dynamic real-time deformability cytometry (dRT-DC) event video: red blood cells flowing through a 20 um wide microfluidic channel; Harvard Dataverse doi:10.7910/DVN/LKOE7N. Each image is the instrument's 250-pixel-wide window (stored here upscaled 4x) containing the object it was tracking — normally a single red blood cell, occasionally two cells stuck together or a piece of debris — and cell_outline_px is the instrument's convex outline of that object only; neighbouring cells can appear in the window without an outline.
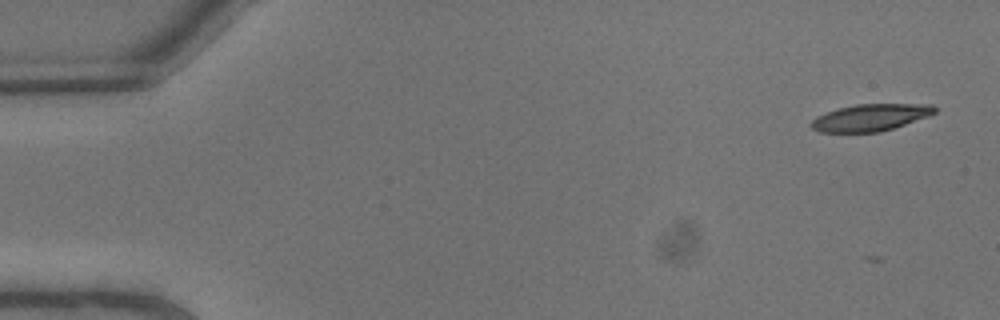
{"species": "common noctule bat (a hibernating species)", "species_latin": "Nyctalus noctula", "temperature_condition": "warm", "stored_images_in_passage": 9, "camera_frame_rate_fps": 3000, "um_per_image_px": 0.085, "animal": {"sex": "male", "body_mass_g": 13.3}, "frame": {"image": 1, "passage_image": 1, "time_ms": 0.0, "image_size_px": [1000, 320], "cell_outline_px": [[936, 112], [928, 116], [880, 132], [820, 132], [812, 128], [808, 124], [816, 116], [840, 108], [856, 104], [932, 104], [936, 108]], "centroid_in_image_um": [73.97, 9.99], "position_along_channel_um": 11.0, "area_um2": 19.19}}
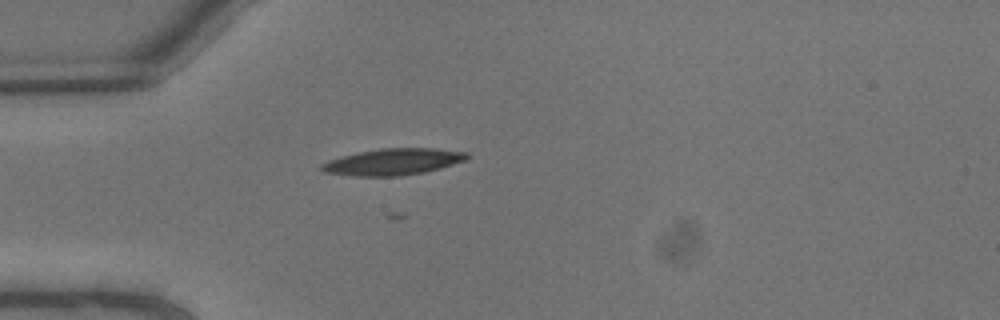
{"frame": {"image": 2, "passage_image": 6, "time_ms": 1.667, "image_size_px": [1000, 320], "cell_outline_px": [[468, 160], [440, 168], [424, 172], [400, 176], [352, 176], [324, 172], [320, 168], [320, 164], [328, 160], [340, 156], [380, 148], [436, 148], [468, 152]], "centroid_in_image_um": [33.41, 13.75], "position_along_channel_um": 51.6, "area_um2": 22.6}}
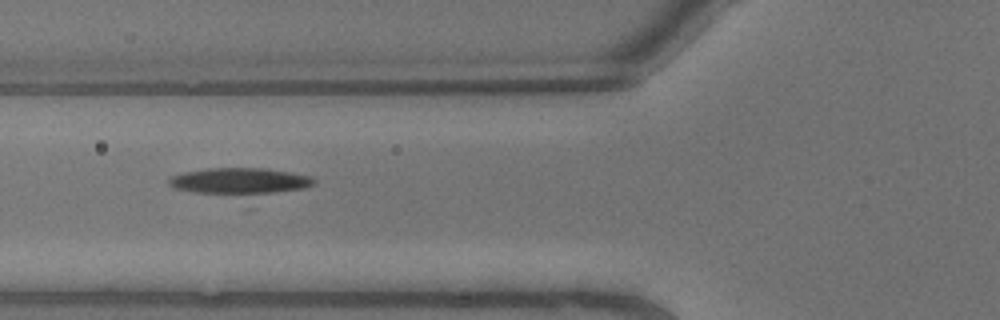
{"frame": {"image": 3, "passage_image": 8, "time_ms": 2.333, "image_size_px": [1000, 320], "cell_outline_px": [[316, 184], [304, 188], [272, 192], [196, 192], [172, 188], [168, 184], [168, 180], [172, 176], [184, 172], [208, 168], [264, 168], [312, 176], [316, 180]], "centroid_in_image_um": [20.37, 15.34], "position_along_channel_um": 105.4, "area_um2": 21.33}}